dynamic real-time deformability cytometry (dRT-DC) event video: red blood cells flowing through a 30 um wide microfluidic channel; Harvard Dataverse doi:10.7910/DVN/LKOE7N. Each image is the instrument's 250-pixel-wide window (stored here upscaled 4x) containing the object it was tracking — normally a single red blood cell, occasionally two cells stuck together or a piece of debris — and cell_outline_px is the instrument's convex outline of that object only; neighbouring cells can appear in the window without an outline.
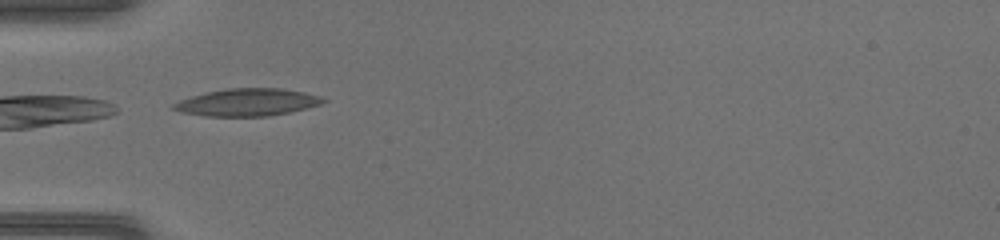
{"species": "common noctule bat (a hibernating species)", "species_latin": "Nyctalus noctula", "temperature_condition": "warm", "stored_images_in_passage": 3, "camera_frame_rate_fps": 3000, "um_per_image_px": 0.085, "animal": {"sex": "female", "body_mass_g": 17.0, "forearm_length_mm": 48.0}, "frame": {"image": 1, "passage_image": 1, "time_ms": 0.0, "image_size_px": [1000, 240], "cell_outline_px": [[328, 100], [320, 104], [288, 112], [268, 116], [204, 116], [180, 112], [172, 108], [172, 104], [180, 100], [204, 92], [228, 88], [280, 88], [304, 92], [320, 96]], "centroid_in_image_um": [20.99, 8.69], "position_along_channel_um": 64.0, "area_um2": 23.76}}